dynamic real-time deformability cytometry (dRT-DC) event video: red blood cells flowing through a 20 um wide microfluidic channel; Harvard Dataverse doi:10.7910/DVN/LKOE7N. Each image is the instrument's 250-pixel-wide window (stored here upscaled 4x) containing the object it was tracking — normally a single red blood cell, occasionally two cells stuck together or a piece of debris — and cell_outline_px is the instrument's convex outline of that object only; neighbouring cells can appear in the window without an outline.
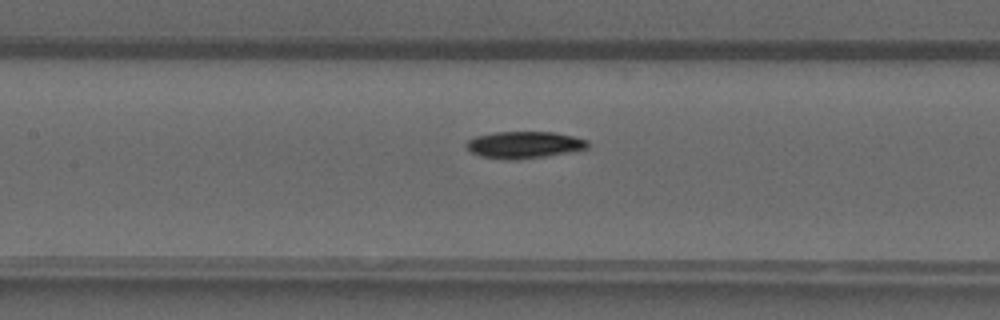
{"species": "common noctule bat (a hibernating species)", "species_latin": "Nyctalus noctula", "temperature_condition": "warm", "stored_images_in_passage": 49, "camera_frame_rate_fps": 3000, "um_per_image_px": 0.085, "animal": {"sex": "male", "forearm_length_mm": 52.5}, "frame": {"image": 1, "passage_image": 23, "time_ms": 7.333, "image_size_px": [1000, 320], "cell_outline_px": [[592, 144], [588, 148], [568, 152], [544, 156], [516, 160], [500, 160], [480, 156], [472, 152], [464, 144], [468, 140], [476, 136], [492, 132], [556, 132], [588, 140]], "centroid_in_image_um": [44.55, 12.31], "position_along_channel_um": 162.9, "area_um2": 19.19}}
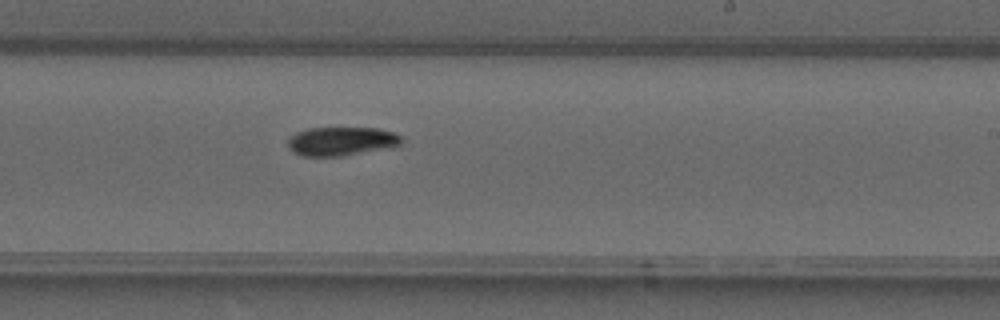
{"frame": {"image": 2, "passage_image": 30, "time_ms": 9.667, "image_size_px": [1000, 320], "cell_outline_px": [[404, 140], [400, 144], [392, 148], [340, 156], [300, 156], [292, 152], [288, 148], [288, 140], [296, 132], [308, 128], [376, 128], [392, 132], [400, 136]], "centroid_in_image_um": [29.02, 12.02], "position_along_channel_um": 260.0, "area_um2": 19.19}}
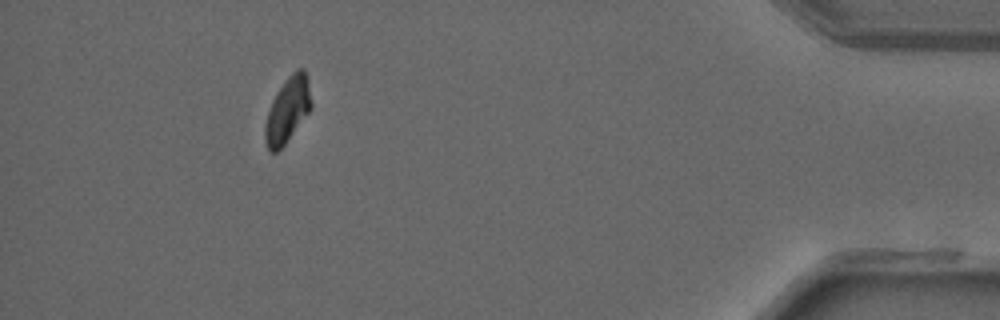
{"frame": {"image": 3, "passage_image": 45, "time_ms": 14.667, "image_size_px": [1000, 320], "cell_outline_px": [[312, 108], [284, 144], [276, 152], [272, 152], [268, 148], [264, 140], [264, 128], [268, 112], [272, 100], [276, 92], [288, 76], [296, 68], [304, 68], [308, 84], [312, 104]], "centroid_in_image_um": [24.43, 9.32], "position_along_channel_um": 410.8, "area_um2": 17.34}, "authors_computed_cell_mechanics": {"area_um2": 17.918, "velocity_mm_per_s": 4.1906, "shape_relaxation_time_tau1_ms": 4.2552, "shape_relaxation_time_tau2_ms": null, "deformation_change_tau1": 0.1407, "deformation_change_tau2": null}}